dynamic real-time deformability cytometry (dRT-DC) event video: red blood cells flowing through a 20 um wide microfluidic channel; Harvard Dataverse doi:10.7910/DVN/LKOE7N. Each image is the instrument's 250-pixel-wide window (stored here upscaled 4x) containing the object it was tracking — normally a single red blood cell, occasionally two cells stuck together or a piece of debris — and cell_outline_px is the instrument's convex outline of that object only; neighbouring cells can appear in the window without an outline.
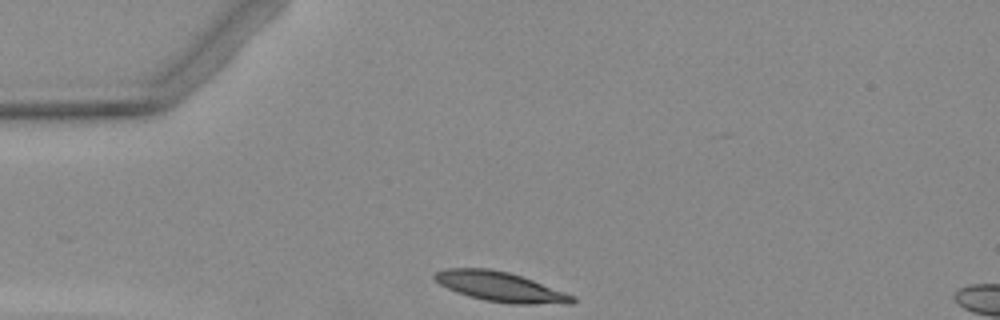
{"species": "Egyptian fruit bat (a non-hibernating species)", "species_latin": "Rousettus aegyptiacus", "temperature_condition": "warm", "stored_images_in_passage": 3, "segment_of_instrument_passage": [1, 2], "camera_frame_rate_fps": 3000, "um_per_image_px": 0.085, "animal": {"sex": "female"}, "frame": {"image": 1, "passage_image": 1, "time_ms": 0.0, "image_size_px": [1000, 320], "cell_outline_px": [[576, 300], [572, 304], [512, 304], [484, 300], [468, 296], [456, 292], [440, 284], [432, 276], [436, 272], [448, 268], [488, 268], [508, 272], [532, 280], [576, 296]], "centroid_in_image_um": [42.55, 24.39], "position_along_channel_um": 42.4, "area_um2": 23.81}}